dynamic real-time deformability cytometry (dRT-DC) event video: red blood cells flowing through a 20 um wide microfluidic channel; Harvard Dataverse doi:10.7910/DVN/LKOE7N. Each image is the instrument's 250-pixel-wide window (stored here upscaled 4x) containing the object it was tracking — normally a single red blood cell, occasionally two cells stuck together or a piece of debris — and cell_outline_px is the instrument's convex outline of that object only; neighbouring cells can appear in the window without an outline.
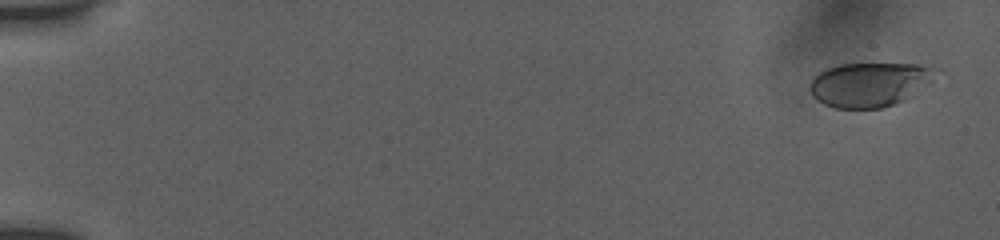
{"species": "human", "species_latin": "Homo sapiens", "temperature_condition": "room temperature", "stored_images_in_passage": 55, "camera_frame_rate_fps": 3000, "um_per_image_px": 0.085, "donor": {"sex": "female"}, "frame": {"image": 1, "passage_image": 1, "time_ms": 0.0, "image_size_px": [1000, 240], "cell_outline_px": [[932, 80], [928, 84], [904, 100], [880, 108], [836, 108], [824, 104], [816, 100], [812, 96], [808, 88], [808, 84], [812, 76], [828, 68], [840, 64], [916, 64], [928, 68], [932, 72]], "centroid_in_image_um": [73.78, 7.19], "position_along_channel_um": 11.2, "area_um2": 32.02}}
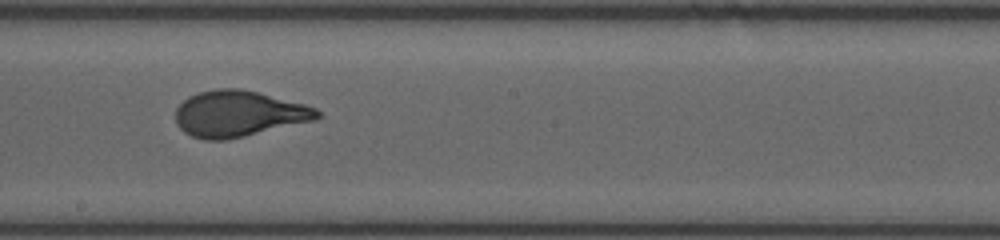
{"frame": {"image": 2, "passage_image": 31, "time_ms": 10.0, "image_size_px": [1000, 240], "cell_outline_px": [[320, 116], [316, 120], [244, 136], [224, 140], [204, 140], [192, 136], [184, 132], [176, 124], [176, 108], [188, 96], [200, 92], [216, 88], [240, 88], [304, 104], [316, 108], [320, 112]], "centroid_in_image_um": [20.26, 9.67], "position_along_channel_um": 227.9, "area_um2": 37.86}}
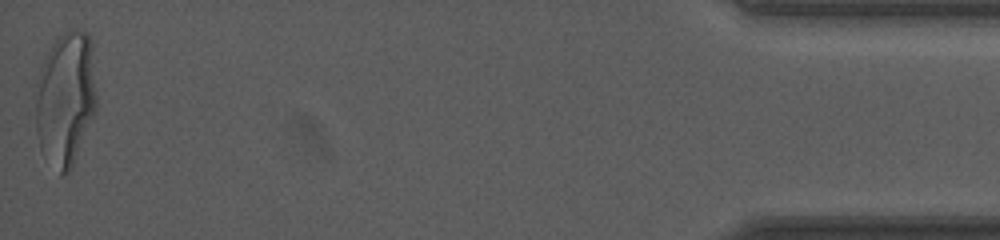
{"frame": {"image": 3, "passage_image": 55, "time_ms": 17.333, "image_size_px": [1000, 240], "cell_outline_px": [[96, 112], [72, 164], [68, 172], [60, 176], [40, 148], [36, 132], [36, 100], [40, 64], [52, 44], [64, 32], [76, 28], [88, 32], [92, 40], [96, 96]], "centroid_in_image_um": [5.59, 8.33], "position_along_channel_um": 429.6, "area_um2": 47.74}, "authors_computed_cell_mechanics": {"area_um2": 37.281, "velocity_mm_per_s": 3.8696, "shape_relaxation_time_tau1_ms": 5.0096, "shape_relaxation_time_tau2_ms": null, "deformation_change_tau1": 0.2282, "deformation_change_tau2": null}}